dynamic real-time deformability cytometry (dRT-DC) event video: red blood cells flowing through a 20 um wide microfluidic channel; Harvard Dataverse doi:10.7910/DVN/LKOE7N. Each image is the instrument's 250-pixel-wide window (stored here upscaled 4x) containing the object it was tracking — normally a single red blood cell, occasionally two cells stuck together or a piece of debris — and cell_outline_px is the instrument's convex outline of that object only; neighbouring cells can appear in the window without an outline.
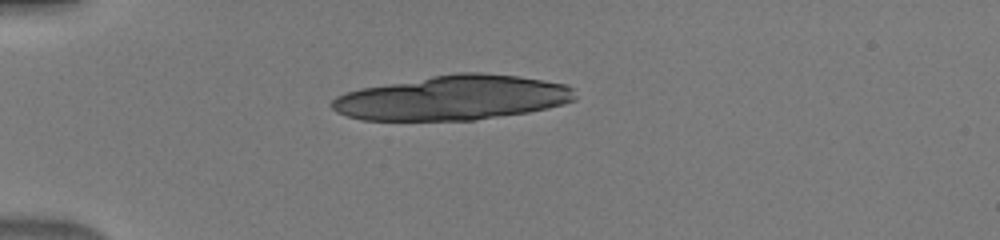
{"species": "human", "species_latin": "Homo sapiens", "temperature_condition": "warm", "stored_images_in_passage": 7, "camera_frame_rate_fps": 3000, "um_per_image_px": 0.085, "donor": {"sex": "male"}, "frame": {"image": 1, "passage_image": 1, "time_ms": 0.0, "image_size_px": [1000, 240], "cell_outline_px": [[576, 100], [564, 104], [548, 108], [528, 112], [476, 120], [360, 120], [336, 112], [328, 104], [336, 96], [360, 88], [456, 72], [480, 72], [516, 76], [544, 80], [568, 84], [572, 88], [576, 96]], "centroid_in_image_um": [38.5, 8.31], "position_along_channel_um": 46.5, "area_um2": 63.41}}